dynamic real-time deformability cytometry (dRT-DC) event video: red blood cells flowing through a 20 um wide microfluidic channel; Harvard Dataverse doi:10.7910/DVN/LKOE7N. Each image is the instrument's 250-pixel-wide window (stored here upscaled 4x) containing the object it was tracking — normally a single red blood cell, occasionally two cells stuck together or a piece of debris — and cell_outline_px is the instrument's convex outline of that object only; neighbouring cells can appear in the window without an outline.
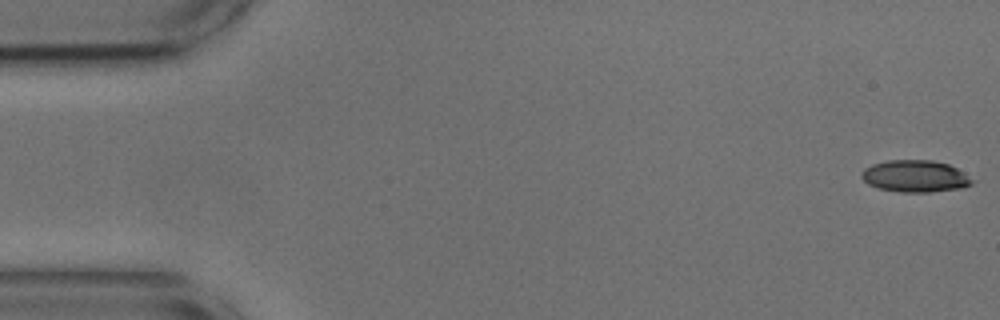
{"species": "common noctule bat (a hibernating species)", "species_latin": "Nyctalus noctula", "temperature_condition": "cold", "stored_images_in_passage": 54, "camera_frame_rate_fps": 3000, "um_per_image_px": 0.085, "animal": {"sex": "male", "body_mass_g": 17.9, "forearm_length_mm": 54.2}, "frame": {"image": 1, "passage_image": 1, "time_ms": 0.0, "image_size_px": [1000, 320], "cell_outline_px": [[976, 180], [972, 184], [964, 188], [928, 192], [900, 192], [880, 188], [868, 184], [860, 176], [860, 172], [864, 168], [872, 164], [888, 160], [932, 160], [948, 164], [964, 172]], "centroid_in_image_um": [77.81, 14.97], "position_along_channel_um": 7.2, "area_um2": 20.75}}
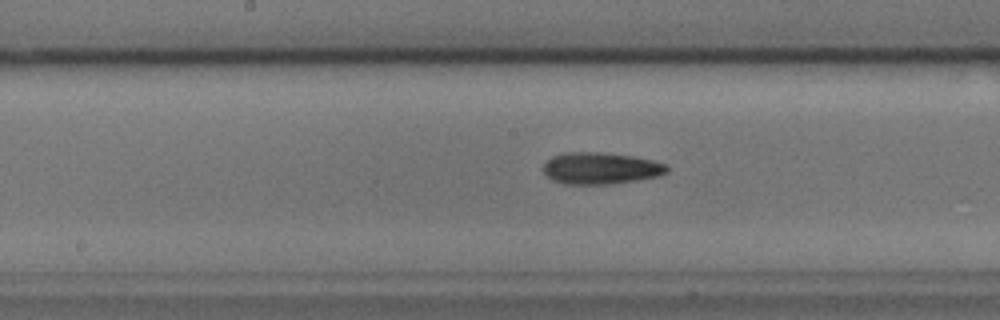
{"frame": {"image": 2, "passage_image": 27, "time_ms": 8.667, "image_size_px": [1000, 320], "cell_outline_px": [[668, 172], [660, 176], [608, 184], [564, 184], [552, 180], [544, 172], [544, 164], [552, 156], [564, 152], [600, 152], [632, 156], [652, 160], [668, 164]], "centroid_in_image_um": [51.07, 14.3], "position_along_channel_um": 197.1, "area_um2": 22.83}}
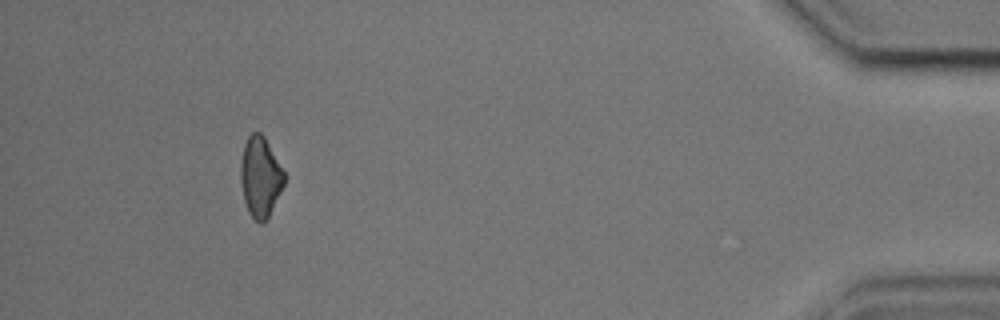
{"frame": {"image": 3, "passage_image": 50, "time_ms": 16.333, "image_size_px": [1000, 320], "cell_outline_px": [[284, 184], [264, 224], [260, 224], [248, 212], [244, 200], [240, 180], [240, 164], [244, 144], [248, 136], [252, 132], [260, 132], [264, 136], [284, 172]], "centroid_in_image_um": [22.1, 15.03], "position_along_channel_um": 413.1, "area_um2": 20.17}, "authors_computed_cell_mechanics": {"area_um2": 21.4438, "velocity_mm_per_s": 3.6673, "shape_relaxation_time_tau1_ms": 4.2577, "shape_relaxation_time_tau2_ms": 8.4242, "deformation_change_tau1": 0.107, "deformation_change_tau2": 0.1802}}